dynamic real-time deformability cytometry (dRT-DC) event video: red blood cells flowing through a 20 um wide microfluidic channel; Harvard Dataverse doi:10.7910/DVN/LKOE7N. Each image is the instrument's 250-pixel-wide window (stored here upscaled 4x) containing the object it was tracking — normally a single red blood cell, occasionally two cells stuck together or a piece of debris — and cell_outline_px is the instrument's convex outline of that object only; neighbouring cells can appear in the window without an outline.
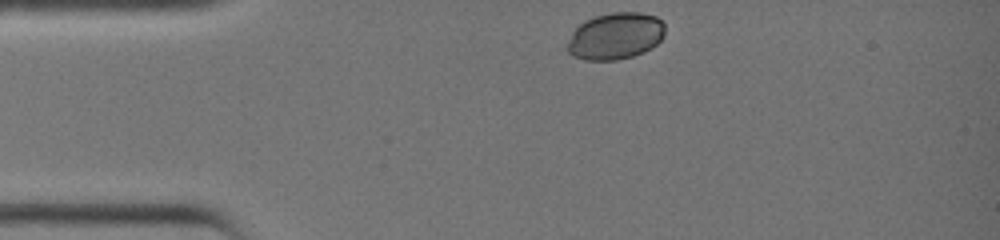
{"species": "common noctule bat (a hibernating species)", "species_latin": "Nyctalus noctula", "temperature_condition": "warm", "stored_images_in_passage": 27, "camera_frame_rate_fps": 3000, "um_per_image_px": 0.085, "animal": {"sex": "female", "body_mass_g": 19.0, "forearm_length_mm": 51.5}, "frame": {"image": 1, "passage_image": 1, "time_ms": 0.0, "image_size_px": [1000, 240], "cell_outline_px": [[664, 36], [652, 48], [644, 52], [632, 56], [616, 60], [584, 60], [572, 56], [568, 52], [568, 40], [572, 32], [584, 20], [596, 16], [612, 12], [640, 12], [656, 16], [664, 20]], "centroid_in_image_um": [52.32, 3.06], "position_along_channel_um": 32.7, "area_um2": 26.82}}
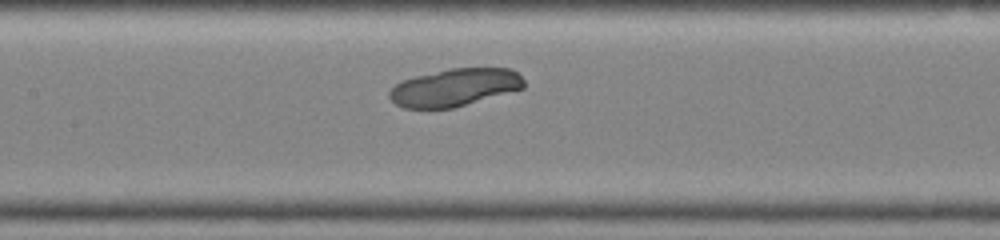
{"frame": {"image": 2, "passage_image": 12, "time_ms": 3.667, "image_size_px": [1000, 240], "cell_outline_px": [[524, 88], [452, 108], [404, 108], [396, 104], [388, 96], [388, 92], [396, 84], [404, 80], [416, 76], [448, 68], [512, 68], [524, 80]], "centroid_in_image_um": [38.65, 7.42], "position_along_channel_um": 168.8, "area_um2": 29.25}}
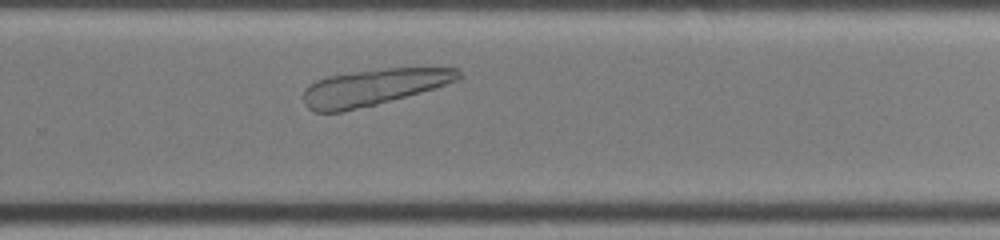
{"frame": {"image": 3, "passage_image": 20, "time_ms": 6.333, "image_size_px": [1000, 240], "cell_outline_px": [[464, 76], [460, 80], [436, 88], [376, 104], [340, 112], [316, 112], [308, 108], [304, 104], [304, 88], [316, 80], [328, 76], [356, 72], [388, 68], [460, 68]], "centroid_in_image_um": [31.79, 7.41], "position_along_channel_um": 298.0, "area_um2": 32.71}}